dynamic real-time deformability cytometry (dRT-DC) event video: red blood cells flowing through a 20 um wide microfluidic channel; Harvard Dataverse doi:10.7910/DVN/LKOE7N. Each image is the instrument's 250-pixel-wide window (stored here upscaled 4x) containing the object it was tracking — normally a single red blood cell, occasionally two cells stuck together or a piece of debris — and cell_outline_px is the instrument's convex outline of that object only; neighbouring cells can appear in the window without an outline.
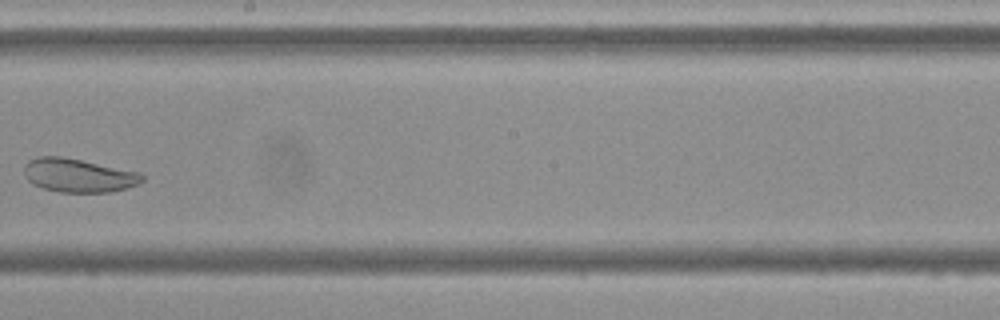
{"species": "Egyptian fruit bat (a non-hibernating species)", "species_latin": "Rousettus aegyptiacus", "temperature_condition": "cold", "stored_images_in_passage": 7, "camera_frame_rate_fps": 3000, "um_per_image_px": 0.085, "frame": {"image": 1, "passage_image": 7, "time_ms": 7.333, "image_size_px": [1000, 320], "cell_outline_px": [[144, 180], [136, 184], [124, 188], [108, 192], [60, 192], [44, 188], [32, 184], [24, 176], [24, 164], [28, 160], [40, 156], [60, 156], [140, 172], [144, 176]], "centroid_in_image_um": [6.62, 14.9], "position_along_channel_um": 241.6, "area_um2": 22.95}}